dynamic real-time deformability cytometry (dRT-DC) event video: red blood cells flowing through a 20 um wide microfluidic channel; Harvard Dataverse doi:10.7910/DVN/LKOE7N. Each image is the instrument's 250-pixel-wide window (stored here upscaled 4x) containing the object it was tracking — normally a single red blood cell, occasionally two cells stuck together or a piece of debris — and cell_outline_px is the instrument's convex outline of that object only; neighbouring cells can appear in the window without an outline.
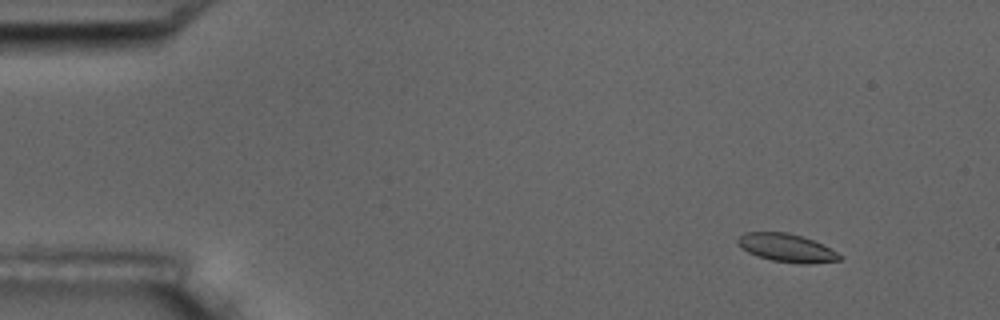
{"species": "common noctule bat (a hibernating species)", "species_latin": "Nyctalus noctula", "temperature_condition": "room temperature", "stored_images_in_passage": 5, "segment_of_instrument_passage": [1, 2], "camera_frame_rate_fps": 3000, "um_per_image_px": 0.085, "animal": {"sex": "male", "body_mass_g": 17.5, "forearm_length_mm": 52.3}, "frame": {"image": 1, "passage_image": 2, "time_ms": 1.333, "image_size_px": [1000, 320], "cell_outline_px": [[844, 256], [840, 260], [808, 264], [804, 264], [772, 260], [756, 256], [740, 248], [736, 244], [736, 240], [744, 232], [788, 232], [812, 240]], "centroid_in_image_um": [66.81, 21.07], "position_along_channel_um": 18.2, "area_um2": 16.65}}